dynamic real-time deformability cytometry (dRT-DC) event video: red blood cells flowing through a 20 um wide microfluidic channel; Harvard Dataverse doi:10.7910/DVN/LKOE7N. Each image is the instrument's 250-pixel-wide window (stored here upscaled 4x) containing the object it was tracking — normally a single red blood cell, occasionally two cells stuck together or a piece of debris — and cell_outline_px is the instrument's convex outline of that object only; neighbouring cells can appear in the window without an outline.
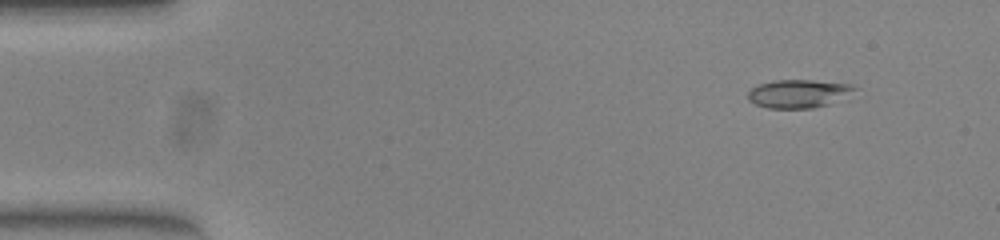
{"species": "common noctule bat (a hibernating species)", "species_latin": "Nyctalus noctula", "temperature_condition": "warm", "stored_images_in_passage": 52, "camera_frame_rate_fps": 3000, "um_per_image_px": 0.085, "animal": {"sex": "female", "body_mass_g": 23.0, "forearm_length_mm": 53.4}, "frame": {"image": 1, "passage_image": 5, "time_ms": 1.333, "image_size_px": [1000, 240], "cell_outline_px": [[860, 88], [828, 104], [812, 108], [768, 108], [756, 104], [748, 100], [748, 92], [752, 88], [760, 84], [776, 80], [812, 80], [852, 84]], "centroid_in_image_um": [67.87, 7.95], "position_along_channel_um": 17.1, "area_um2": 17.34}}
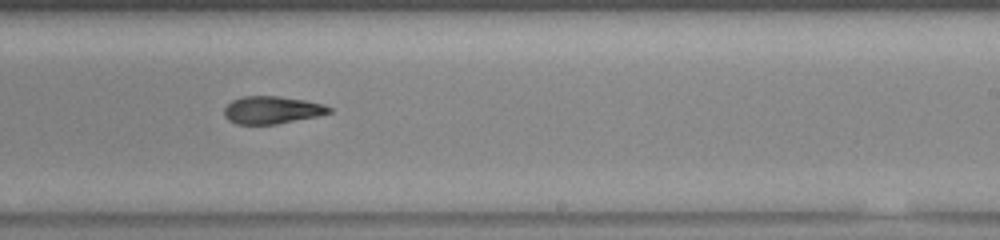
{"frame": {"image": 2, "passage_image": 32, "time_ms": 10.333, "image_size_px": [1000, 240], "cell_outline_px": [[332, 112], [316, 116], [276, 124], [236, 124], [228, 120], [224, 116], [224, 108], [232, 100], [240, 96], [276, 96], [304, 100], [324, 104], [332, 108]], "centroid_in_image_um": [23.09, 9.34], "position_along_channel_um": 265.9, "area_um2": 16.82}}
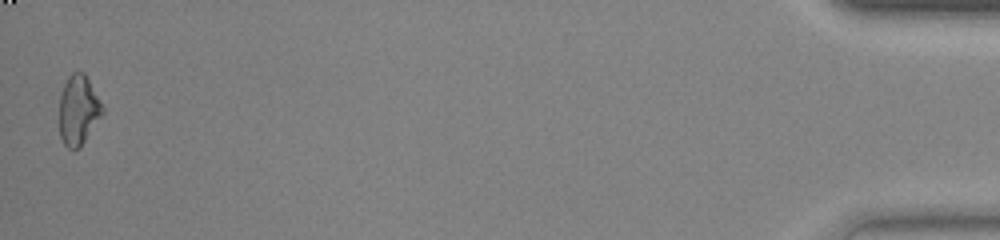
{"frame": {"image": 3, "passage_image": 52, "time_ms": 17.0, "image_size_px": [1000, 240], "cell_outline_px": [[104, 112], [80, 148], [68, 148], [64, 144], [60, 136], [60, 96], [64, 84], [68, 76], [72, 72], [84, 72], [104, 108]], "centroid_in_image_um": [6.66, 9.36], "position_along_channel_um": 428.5, "area_um2": 17.34}, "authors_computed_cell_mechanics": {"area_um2": 17.6868, "velocity_mm_per_s": 3.8931, "shape_relaxation_time_tau1_ms": 10.2673, "shape_relaxation_time_tau2_ms": 3.1939, "deformation_change_tau1": 0.2575, "deformation_change_tau2": 0.1068}}